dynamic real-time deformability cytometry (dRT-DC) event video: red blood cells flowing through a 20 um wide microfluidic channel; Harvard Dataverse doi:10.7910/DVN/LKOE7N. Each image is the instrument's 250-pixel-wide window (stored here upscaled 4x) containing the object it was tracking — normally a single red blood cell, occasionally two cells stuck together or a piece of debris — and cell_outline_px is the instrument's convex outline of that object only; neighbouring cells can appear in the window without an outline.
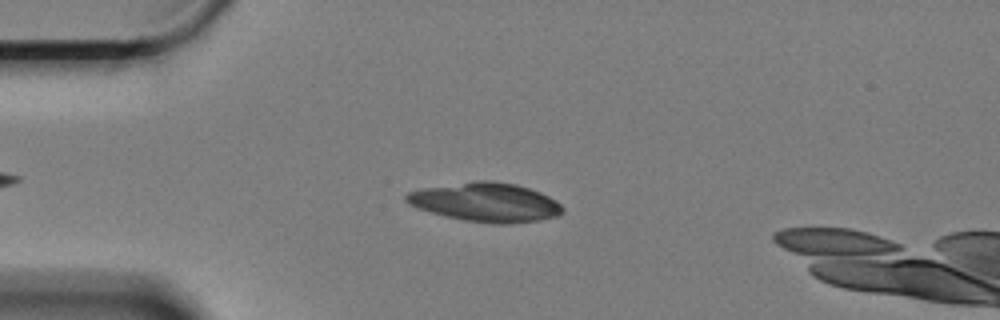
{"species": "Egyptian fruit bat (a non-hibernating species)", "species_latin": "Rousettus aegyptiacus", "temperature_condition": "cold", "stored_images_in_passage": 51, "camera_frame_rate_fps": 3000, "um_per_image_px": 0.085, "animal": {"sex": "female"}, "frame": {"image": 1, "passage_image": 11, "time_ms": 3.333, "image_size_px": [1000, 320], "cell_outline_px": [[564, 212], [556, 216], [540, 220], [508, 224], [496, 224], [464, 220], [444, 216], [416, 208], [408, 204], [404, 200], [404, 196], [408, 192], [428, 188], [476, 180], [492, 180], [516, 184], [540, 192], [556, 200], [564, 208]], "centroid_in_image_um": [41.3, 17.2], "position_along_channel_um": 43.7, "area_um2": 35.49}}
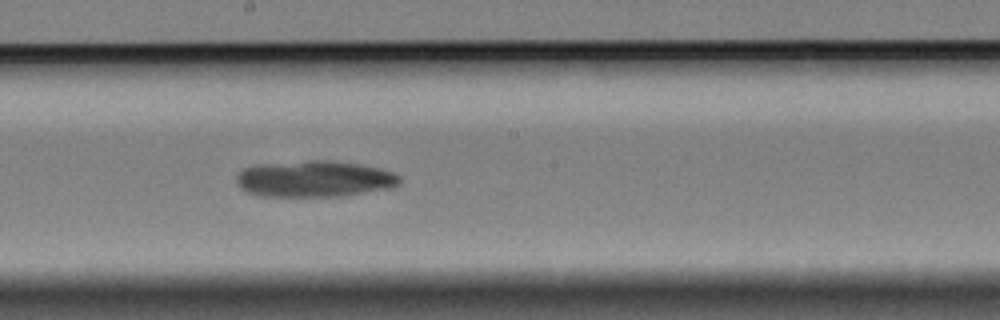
{"frame": {"image": 2, "passage_image": 29, "time_ms": 9.333, "image_size_px": [1000, 320], "cell_outline_px": [[400, 184], [388, 188], [340, 196], [256, 196], [240, 188], [236, 184], [236, 176], [244, 168], [256, 164], [308, 160], [328, 160], [360, 164], [380, 168], [392, 172], [400, 176]], "centroid_in_image_um": [26.68, 15.19], "position_along_channel_um": 221.5, "area_um2": 34.68}}
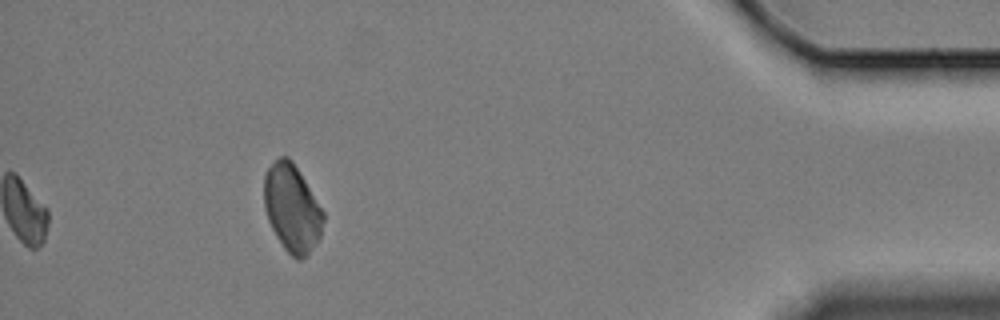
{"frame": {"image": 3, "passage_image": 51, "time_ms": 16.667, "image_size_px": [1000, 320], "cell_outline_px": [[324, 220], [320, 236], [308, 252], [300, 260], [296, 260], [284, 248], [276, 236], [268, 220], [264, 208], [264, 176], [268, 168], [280, 156], [288, 156], [292, 160], [324, 212]], "centroid_in_image_um": [24.8, 17.68], "position_along_channel_um": 410.4, "area_um2": 29.82}}